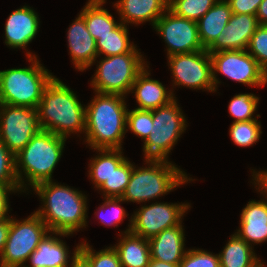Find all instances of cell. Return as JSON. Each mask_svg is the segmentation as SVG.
<instances>
[{
	"label": "cell",
	"instance_id": "cell-1",
	"mask_svg": "<svg viewBox=\"0 0 267 267\" xmlns=\"http://www.w3.org/2000/svg\"><path fill=\"white\" fill-rule=\"evenodd\" d=\"M43 205L34 211L41 217L50 232L74 234L87 224V196L78 189L52 181L33 187Z\"/></svg>",
	"mask_w": 267,
	"mask_h": 267
},
{
	"label": "cell",
	"instance_id": "cell-2",
	"mask_svg": "<svg viewBox=\"0 0 267 267\" xmlns=\"http://www.w3.org/2000/svg\"><path fill=\"white\" fill-rule=\"evenodd\" d=\"M86 106L85 142L96 149H122L128 131L125 96L95 93Z\"/></svg>",
	"mask_w": 267,
	"mask_h": 267
},
{
	"label": "cell",
	"instance_id": "cell-3",
	"mask_svg": "<svg viewBox=\"0 0 267 267\" xmlns=\"http://www.w3.org/2000/svg\"><path fill=\"white\" fill-rule=\"evenodd\" d=\"M36 110L43 130L64 138L71 133H85L86 106L56 77L46 86Z\"/></svg>",
	"mask_w": 267,
	"mask_h": 267
},
{
	"label": "cell",
	"instance_id": "cell-4",
	"mask_svg": "<svg viewBox=\"0 0 267 267\" xmlns=\"http://www.w3.org/2000/svg\"><path fill=\"white\" fill-rule=\"evenodd\" d=\"M67 138L41 129L15 156L16 174L20 189L28 190L44 181H52V173L62 157ZM23 170V171H22ZM26 183L25 184V179Z\"/></svg>",
	"mask_w": 267,
	"mask_h": 267
},
{
	"label": "cell",
	"instance_id": "cell-5",
	"mask_svg": "<svg viewBox=\"0 0 267 267\" xmlns=\"http://www.w3.org/2000/svg\"><path fill=\"white\" fill-rule=\"evenodd\" d=\"M148 167L133 166L127 188L121 197L125 202L145 203L159 198L176 187L194 181L175 164L163 159H145Z\"/></svg>",
	"mask_w": 267,
	"mask_h": 267
},
{
	"label": "cell",
	"instance_id": "cell-6",
	"mask_svg": "<svg viewBox=\"0 0 267 267\" xmlns=\"http://www.w3.org/2000/svg\"><path fill=\"white\" fill-rule=\"evenodd\" d=\"M31 62L27 68L0 71V104L36 109L46 86L55 77L33 55L26 51Z\"/></svg>",
	"mask_w": 267,
	"mask_h": 267
},
{
	"label": "cell",
	"instance_id": "cell-7",
	"mask_svg": "<svg viewBox=\"0 0 267 267\" xmlns=\"http://www.w3.org/2000/svg\"><path fill=\"white\" fill-rule=\"evenodd\" d=\"M98 63L90 83L94 92L123 96L130 93L139 73L149 68L137 48L129 53L103 57Z\"/></svg>",
	"mask_w": 267,
	"mask_h": 267
},
{
	"label": "cell",
	"instance_id": "cell-8",
	"mask_svg": "<svg viewBox=\"0 0 267 267\" xmlns=\"http://www.w3.org/2000/svg\"><path fill=\"white\" fill-rule=\"evenodd\" d=\"M176 98L152 110L153 128L143 142L144 159L167 160L169 153L186 130V118Z\"/></svg>",
	"mask_w": 267,
	"mask_h": 267
},
{
	"label": "cell",
	"instance_id": "cell-9",
	"mask_svg": "<svg viewBox=\"0 0 267 267\" xmlns=\"http://www.w3.org/2000/svg\"><path fill=\"white\" fill-rule=\"evenodd\" d=\"M50 230L35 212L19 221L10 217L7 241L0 255V267H24Z\"/></svg>",
	"mask_w": 267,
	"mask_h": 267
},
{
	"label": "cell",
	"instance_id": "cell-10",
	"mask_svg": "<svg viewBox=\"0 0 267 267\" xmlns=\"http://www.w3.org/2000/svg\"><path fill=\"white\" fill-rule=\"evenodd\" d=\"M215 91L221 83L216 73L248 86L267 84V73L247 50H230L210 53Z\"/></svg>",
	"mask_w": 267,
	"mask_h": 267
},
{
	"label": "cell",
	"instance_id": "cell-11",
	"mask_svg": "<svg viewBox=\"0 0 267 267\" xmlns=\"http://www.w3.org/2000/svg\"><path fill=\"white\" fill-rule=\"evenodd\" d=\"M40 130L36 109L0 104V140L15 156Z\"/></svg>",
	"mask_w": 267,
	"mask_h": 267
},
{
	"label": "cell",
	"instance_id": "cell-12",
	"mask_svg": "<svg viewBox=\"0 0 267 267\" xmlns=\"http://www.w3.org/2000/svg\"><path fill=\"white\" fill-rule=\"evenodd\" d=\"M190 207L189 203L170 204L167 202H155L149 206L143 205L131 215L129 228L126 229V232L131 231L143 238L150 239L165 229L181 224L184 213Z\"/></svg>",
	"mask_w": 267,
	"mask_h": 267
},
{
	"label": "cell",
	"instance_id": "cell-13",
	"mask_svg": "<svg viewBox=\"0 0 267 267\" xmlns=\"http://www.w3.org/2000/svg\"><path fill=\"white\" fill-rule=\"evenodd\" d=\"M168 63L174 79L173 86L215 92L212 60L206 49L169 56Z\"/></svg>",
	"mask_w": 267,
	"mask_h": 267
},
{
	"label": "cell",
	"instance_id": "cell-14",
	"mask_svg": "<svg viewBox=\"0 0 267 267\" xmlns=\"http://www.w3.org/2000/svg\"><path fill=\"white\" fill-rule=\"evenodd\" d=\"M153 28L167 44V57L205 49L200 41L197 22L177 16L169 8Z\"/></svg>",
	"mask_w": 267,
	"mask_h": 267
},
{
	"label": "cell",
	"instance_id": "cell-15",
	"mask_svg": "<svg viewBox=\"0 0 267 267\" xmlns=\"http://www.w3.org/2000/svg\"><path fill=\"white\" fill-rule=\"evenodd\" d=\"M258 26L256 15L233 13L226 27L206 50L209 53L246 50Z\"/></svg>",
	"mask_w": 267,
	"mask_h": 267
},
{
	"label": "cell",
	"instance_id": "cell-16",
	"mask_svg": "<svg viewBox=\"0 0 267 267\" xmlns=\"http://www.w3.org/2000/svg\"><path fill=\"white\" fill-rule=\"evenodd\" d=\"M67 34L68 48L75 68L83 72L97 62L96 40L86 28L84 16L79 13L69 26Z\"/></svg>",
	"mask_w": 267,
	"mask_h": 267
},
{
	"label": "cell",
	"instance_id": "cell-17",
	"mask_svg": "<svg viewBox=\"0 0 267 267\" xmlns=\"http://www.w3.org/2000/svg\"><path fill=\"white\" fill-rule=\"evenodd\" d=\"M39 16L29 6L14 10L5 24V44L13 49H26L39 31Z\"/></svg>",
	"mask_w": 267,
	"mask_h": 267
},
{
	"label": "cell",
	"instance_id": "cell-18",
	"mask_svg": "<svg viewBox=\"0 0 267 267\" xmlns=\"http://www.w3.org/2000/svg\"><path fill=\"white\" fill-rule=\"evenodd\" d=\"M55 235L68 237L70 234L49 232V235L47 234L43 238L37 249L29 256L27 261L30 262L31 266L27 265L24 267H70L69 265L79 255L80 244L76 246L70 259L66 243L58 238V236L55 237Z\"/></svg>",
	"mask_w": 267,
	"mask_h": 267
},
{
	"label": "cell",
	"instance_id": "cell-19",
	"mask_svg": "<svg viewBox=\"0 0 267 267\" xmlns=\"http://www.w3.org/2000/svg\"><path fill=\"white\" fill-rule=\"evenodd\" d=\"M149 75L150 72L145 67L132 84L130 92L134 93L136 102L138 103L136 109H157L175 99L172 90L167 91L166 87L160 81L150 78Z\"/></svg>",
	"mask_w": 267,
	"mask_h": 267
},
{
	"label": "cell",
	"instance_id": "cell-20",
	"mask_svg": "<svg viewBox=\"0 0 267 267\" xmlns=\"http://www.w3.org/2000/svg\"><path fill=\"white\" fill-rule=\"evenodd\" d=\"M235 234L251 246L267 241V202L264 199L247 203Z\"/></svg>",
	"mask_w": 267,
	"mask_h": 267
},
{
	"label": "cell",
	"instance_id": "cell-21",
	"mask_svg": "<svg viewBox=\"0 0 267 267\" xmlns=\"http://www.w3.org/2000/svg\"><path fill=\"white\" fill-rule=\"evenodd\" d=\"M184 236V228L181 223L151 237L148 239L151 258L171 264H179L186 253Z\"/></svg>",
	"mask_w": 267,
	"mask_h": 267
},
{
	"label": "cell",
	"instance_id": "cell-22",
	"mask_svg": "<svg viewBox=\"0 0 267 267\" xmlns=\"http://www.w3.org/2000/svg\"><path fill=\"white\" fill-rule=\"evenodd\" d=\"M169 0H119L114 4L120 22L127 25L128 23L140 25L149 21L154 27L156 21L168 9Z\"/></svg>",
	"mask_w": 267,
	"mask_h": 267
},
{
	"label": "cell",
	"instance_id": "cell-23",
	"mask_svg": "<svg viewBox=\"0 0 267 267\" xmlns=\"http://www.w3.org/2000/svg\"><path fill=\"white\" fill-rule=\"evenodd\" d=\"M121 233L123 236L113 248L119 255L122 267H147L151 259L148 239L131 231Z\"/></svg>",
	"mask_w": 267,
	"mask_h": 267
},
{
	"label": "cell",
	"instance_id": "cell-24",
	"mask_svg": "<svg viewBox=\"0 0 267 267\" xmlns=\"http://www.w3.org/2000/svg\"><path fill=\"white\" fill-rule=\"evenodd\" d=\"M232 14L228 2L226 0H218L197 21L200 41L205 49L215 41L220 32L226 27Z\"/></svg>",
	"mask_w": 267,
	"mask_h": 267
},
{
	"label": "cell",
	"instance_id": "cell-25",
	"mask_svg": "<svg viewBox=\"0 0 267 267\" xmlns=\"http://www.w3.org/2000/svg\"><path fill=\"white\" fill-rule=\"evenodd\" d=\"M106 0H88L80 12L85 19L86 28L95 40L113 31L121 22H116L107 9L102 6Z\"/></svg>",
	"mask_w": 267,
	"mask_h": 267
},
{
	"label": "cell",
	"instance_id": "cell-26",
	"mask_svg": "<svg viewBox=\"0 0 267 267\" xmlns=\"http://www.w3.org/2000/svg\"><path fill=\"white\" fill-rule=\"evenodd\" d=\"M253 249V246L234 233L218 254L221 267H251L260 259Z\"/></svg>",
	"mask_w": 267,
	"mask_h": 267
},
{
	"label": "cell",
	"instance_id": "cell-27",
	"mask_svg": "<svg viewBox=\"0 0 267 267\" xmlns=\"http://www.w3.org/2000/svg\"><path fill=\"white\" fill-rule=\"evenodd\" d=\"M123 149H96L99 155L91 158L89 164V177L92 179L95 188L99 189L101 185L110 178L115 170L125 159Z\"/></svg>",
	"mask_w": 267,
	"mask_h": 267
},
{
	"label": "cell",
	"instance_id": "cell-28",
	"mask_svg": "<svg viewBox=\"0 0 267 267\" xmlns=\"http://www.w3.org/2000/svg\"><path fill=\"white\" fill-rule=\"evenodd\" d=\"M128 35L127 25L121 22L113 31L96 40L98 57L132 52L137 46L130 42Z\"/></svg>",
	"mask_w": 267,
	"mask_h": 267
},
{
	"label": "cell",
	"instance_id": "cell-29",
	"mask_svg": "<svg viewBox=\"0 0 267 267\" xmlns=\"http://www.w3.org/2000/svg\"><path fill=\"white\" fill-rule=\"evenodd\" d=\"M133 166V163L126 158L115 170H113L110 178L99 188V190L102 191L103 196L121 198L127 188Z\"/></svg>",
	"mask_w": 267,
	"mask_h": 267
},
{
	"label": "cell",
	"instance_id": "cell-30",
	"mask_svg": "<svg viewBox=\"0 0 267 267\" xmlns=\"http://www.w3.org/2000/svg\"><path fill=\"white\" fill-rule=\"evenodd\" d=\"M258 104L259 97H257L255 94H236L229 102V114L234 118V122H244L258 119L260 115H256L257 118L254 117V113L256 112Z\"/></svg>",
	"mask_w": 267,
	"mask_h": 267
},
{
	"label": "cell",
	"instance_id": "cell-31",
	"mask_svg": "<svg viewBox=\"0 0 267 267\" xmlns=\"http://www.w3.org/2000/svg\"><path fill=\"white\" fill-rule=\"evenodd\" d=\"M88 242L80 244L79 255L88 263L90 267H122L119 255L113 247L96 252Z\"/></svg>",
	"mask_w": 267,
	"mask_h": 267
},
{
	"label": "cell",
	"instance_id": "cell-32",
	"mask_svg": "<svg viewBox=\"0 0 267 267\" xmlns=\"http://www.w3.org/2000/svg\"><path fill=\"white\" fill-rule=\"evenodd\" d=\"M218 0H169L168 8L177 16L197 22Z\"/></svg>",
	"mask_w": 267,
	"mask_h": 267
},
{
	"label": "cell",
	"instance_id": "cell-33",
	"mask_svg": "<svg viewBox=\"0 0 267 267\" xmlns=\"http://www.w3.org/2000/svg\"><path fill=\"white\" fill-rule=\"evenodd\" d=\"M260 123L257 119L232 122L229 128V135L234 144L241 147H248L257 143L262 133Z\"/></svg>",
	"mask_w": 267,
	"mask_h": 267
},
{
	"label": "cell",
	"instance_id": "cell-34",
	"mask_svg": "<svg viewBox=\"0 0 267 267\" xmlns=\"http://www.w3.org/2000/svg\"><path fill=\"white\" fill-rule=\"evenodd\" d=\"M126 128L145 141L151 134V128H153L152 110L135 108L127 111Z\"/></svg>",
	"mask_w": 267,
	"mask_h": 267
},
{
	"label": "cell",
	"instance_id": "cell-35",
	"mask_svg": "<svg viewBox=\"0 0 267 267\" xmlns=\"http://www.w3.org/2000/svg\"><path fill=\"white\" fill-rule=\"evenodd\" d=\"M0 187H20L15 155L0 140Z\"/></svg>",
	"mask_w": 267,
	"mask_h": 267
},
{
	"label": "cell",
	"instance_id": "cell-36",
	"mask_svg": "<svg viewBox=\"0 0 267 267\" xmlns=\"http://www.w3.org/2000/svg\"><path fill=\"white\" fill-rule=\"evenodd\" d=\"M119 202H125V201L122 200L121 198L104 197V203L100 205L99 210L95 212L98 216V219H100L101 224L108 227L109 226L117 227L118 224L122 222L123 219H125V217L129 215L126 213L125 209L120 206ZM106 210H108V212H106Z\"/></svg>",
	"mask_w": 267,
	"mask_h": 267
},
{
	"label": "cell",
	"instance_id": "cell-37",
	"mask_svg": "<svg viewBox=\"0 0 267 267\" xmlns=\"http://www.w3.org/2000/svg\"><path fill=\"white\" fill-rule=\"evenodd\" d=\"M267 73V25H259L250 38L247 49Z\"/></svg>",
	"mask_w": 267,
	"mask_h": 267
},
{
	"label": "cell",
	"instance_id": "cell-38",
	"mask_svg": "<svg viewBox=\"0 0 267 267\" xmlns=\"http://www.w3.org/2000/svg\"><path fill=\"white\" fill-rule=\"evenodd\" d=\"M179 267H221V265L218 254L193 248L186 251Z\"/></svg>",
	"mask_w": 267,
	"mask_h": 267
},
{
	"label": "cell",
	"instance_id": "cell-39",
	"mask_svg": "<svg viewBox=\"0 0 267 267\" xmlns=\"http://www.w3.org/2000/svg\"><path fill=\"white\" fill-rule=\"evenodd\" d=\"M235 14L256 15L263 0H226Z\"/></svg>",
	"mask_w": 267,
	"mask_h": 267
},
{
	"label": "cell",
	"instance_id": "cell-40",
	"mask_svg": "<svg viewBox=\"0 0 267 267\" xmlns=\"http://www.w3.org/2000/svg\"><path fill=\"white\" fill-rule=\"evenodd\" d=\"M17 191L23 192L20 187H0V220H3L5 218H8L10 216L8 215L9 211V193Z\"/></svg>",
	"mask_w": 267,
	"mask_h": 267
},
{
	"label": "cell",
	"instance_id": "cell-41",
	"mask_svg": "<svg viewBox=\"0 0 267 267\" xmlns=\"http://www.w3.org/2000/svg\"><path fill=\"white\" fill-rule=\"evenodd\" d=\"M252 177H254V182L253 184L256 186V189L258 192L265 195V201L267 202V170L266 171H256L253 170L252 172Z\"/></svg>",
	"mask_w": 267,
	"mask_h": 267
},
{
	"label": "cell",
	"instance_id": "cell-42",
	"mask_svg": "<svg viewBox=\"0 0 267 267\" xmlns=\"http://www.w3.org/2000/svg\"><path fill=\"white\" fill-rule=\"evenodd\" d=\"M10 228V217L0 220V255L2 254Z\"/></svg>",
	"mask_w": 267,
	"mask_h": 267
},
{
	"label": "cell",
	"instance_id": "cell-43",
	"mask_svg": "<svg viewBox=\"0 0 267 267\" xmlns=\"http://www.w3.org/2000/svg\"><path fill=\"white\" fill-rule=\"evenodd\" d=\"M256 17L259 25H267V0L260 3Z\"/></svg>",
	"mask_w": 267,
	"mask_h": 267
},
{
	"label": "cell",
	"instance_id": "cell-44",
	"mask_svg": "<svg viewBox=\"0 0 267 267\" xmlns=\"http://www.w3.org/2000/svg\"><path fill=\"white\" fill-rule=\"evenodd\" d=\"M147 267H179V264H171L151 258Z\"/></svg>",
	"mask_w": 267,
	"mask_h": 267
},
{
	"label": "cell",
	"instance_id": "cell-45",
	"mask_svg": "<svg viewBox=\"0 0 267 267\" xmlns=\"http://www.w3.org/2000/svg\"><path fill=\"white\" fill-rule=\"evenodd\" d=\"M70 267H90L88 263L78 255L73 262L71 263Z\"/></svg>",
	"mask_w": 267,
	"mask_h": 267
},
{
	"label": "cell",
	"instance_id": "cell-46",
	"mask_svg": "<svg viewBox=\"0 0 267 267\" xmlns=\"http://www.w3.org/2000/svg\"><path fill=\"white\" fill-rule=\"evenodd\" d=\"M264 262H262L260 259L258 261H256L251 267H265L263 264Z\"/></svg>",
	"mask_w": 267,
	"mask_h": 267
}]
</instances>
